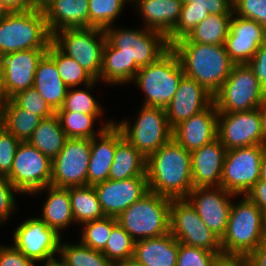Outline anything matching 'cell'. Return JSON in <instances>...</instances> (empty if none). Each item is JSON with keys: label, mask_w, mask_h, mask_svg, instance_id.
<instances>
[{"label": "cell", "mask_w": 266, "mask_h": 266, "mask_svg": "<svg viewBox=\"0 0 266 266\" xmlns=\"http://www.w3.org/2000/svg\"><path fill=\"white\" fill-rule=\"evenodd\" d=\"M146 174L149 191L186 198L193 189L190 151L172 138L147 158Z\"/></svg>", "instance_id": "cell-1"}, {"label": "cell", "mask_w": 266, "mask_h": 266, "mask_svg": "<svg viewBox=\"0 0 266 266\" xmlns=\"http://www.w3.org/2000/svg\"><path fill=\"white\" fill-rule=\"evenodd\" d=\"M171 49L178 56L183 73L212 95L220 89L234 66L225 45L200 44L185 37L173 43Z\"/></svg>", "instance_id": "cell-2"}, {"label": "cell", "mask_w": 266, "mask_h": 266, "mask_svg": "<svg viewBox=\"0 0 266 266\" xmlns=\"http://www.w3.org/2000/svg\"><path fill=\"white\" fill-rule=\"evenodd\" d=\"M171 201L149 191L124 210L116 218L117 222L135 241L163 236L170 232Z\"/></svg>", "instance_id": "cell-3"}, {"label": "cell", "mask_w": 266, "mask_h": 266, "mask_svg": "<svg viewBox=\"0 0 266 266\" xmlns=\"http://www.w3.org/2000/svg\"><path fill=\"white\" fill-rule=\"evenodd\" d=\"M262 240V211L245 195L232 204L227 230L221 239L223 257H248Z\"/></svg>", "instance_id": "cell-4"}, {"label": "cell", "mask_w": 266, "mask_h": 266, "mask_svg": "<svg viewBox=\"0 0 266 266\" xmlns=\"http://www.w3.org/2000/svg\"><path fill=\"white\" fill-rule=\"evenodd\" d=\"M51 41L43 11H14L0 19L2 55L21 50L47 49Z\"/></svg>", "instance_id": "cell-5"}, {"label": "cell", "mask_w": 266, "mask_h": 266, "mask_svg": "<svg viewBox=\"0 0 266 266\" xmlns=\"http://www.w3.org/2000/svg\"><path fill=\"white\" fill-rule=\"evenodd\" d=\"M184 75L176 53L170 48L156 62L141 67L133 81L145 92L144 106L166 108Z\"/></svg>", "instance_id": "cell-6"}, {"label": "cell", "mask_w": 266, "mask_h": 266, "mask_svg": "<svg viewBox=\"0 0 266 266\" xmlns=\"http://www.w3.org/2000/svg\"><path fill=\"white\" fill-rule=\"evenodd\" d=\"M265 96L248 64H234L226 81L213 95V103L218 113L243 112L258 108Z\"/></svg>", "instance_id": "cell-7"}, {"label": "cell", "mask_w": 266, "mask_h": 266, "mask_svg": "<svg viewBox=\"0 0 266 266\" xmlns=\"http://www.w3.org/2000/svg\"><path fill=\"white\" fill-rule=\"evenodd\" d=\"M52 42L65 55L77 61L96 80L100 77L102 53L106 42L104 29L64 28L52 35Z\"/></svg>", "instance_id": "cell-8"}, {"label": "cell", "mask_w": 266, "mask_h": 266, "mask_svg": "<svg viewBox=\"0 0 266 266\" xmlns=\"http://www.w3.org/2000/svg\"><path fill=\"white\" fill-rule=\"evenodd\" d=\"M106 41L117 48V53L135 61L139 68L156 62L171 46L167 37L154 30L114 29L112 25L104 29Z\"/></svg>", "instance_id": "cell-9"}, {"label": "cell", "mask_w": 266, "mask_h": 266, "mask_svg": "<svg viewBox=\"0 0 266 266\" xmlns=\"http://www.w3.org/2000/svg\"><path fill=\"white\" fill-rule=\"evenodd\" d=\"M142 107L133 127L126 121L115 124L124 138L147 159L172 139L173 129L169 126L164 108Z\"/></svg>", "instance_id": "cell-10"}, {"label": "cell", "mask_w": 266, "mask_h": 266, "mask_svg": "<svg viewBox=\"0 0 266 266\" xmlns=\"http://www.w3.org/2000/svg\"><path fill=\"white\" fill-rule=\"evenodd\" d=\"M170 233L179 243L201 247L223 257L221 239L204 224L186 198L171 201Z\"/></svg>", "instance_id": "cell-11"}, {"label": "cell", "mask_w": 266, "mask_h": 266, "mask_svg": "<svg viewBox=\"0 0 266 266\" xmlns=\"http://www.w3.org/2000/svg\"><path fill=\"white\" fill-rule=\"evenodd\" d=\"M266 145H253L226 151L220 186L236 195H246L260 179V166Z\"/></svg>", "instance_id": "cell-12"}, {"label": "cell", "mask_w": 266, "mask_h": 266, "mask_svg": "<svg viewBox=\"0 0 266 266\" xmlns=\"http://www.w3.org/2000/svg\"><path fill=\"white\" fill-rule=\"evenodd\" d=\"M19 193L31 194L50 186L52 160L29 142H21L10 173L6 176Z\"/></svg>", "instance_id": "cell-13"}, {"label": "cell", "mask_w": 266, "mask_h": 266, "mask_svg": "<svg viewBox=\"0 0 266 266\" xmlns=\"http://www.w3.org/2000/svg\"><path fill=\"white\" fill-rule=\"evenodd\" d=\"M90 152L91 139L68 138L52 160L50 185L58 188L86 186Z\"/></svg>", "instance_id": "cell-14"}, {"label": "cell", "mask_w": 266, "mask_h": 266, "mask_svg": "<svg viewBox=\"0 0 266 266\" xmlns=\"http://www.w3.org/2000/svg\"><path fill=\"white\" fill-rule=\"evenodd\" d=\"M46 52L47 49H32L2 55L1 100L10 99L16 93L33 86L38 62Z\"/></svg>", "instance_id": "cell-15"}, {"label": "cell", "mask_w": 266, "mask_h": 266, "mask_svg": "<svg viewBox=\"0 0 266 266\" xmlns=\"http://www.w3.org/2000/svg\"><path fill=\"white\" fill-rule=\"evenodd\" d=\"M218 139L226 150L263 145L258 108L234 113H218Z\"/></svg>", "instance_id": "cell-16"}, {"label": "cell", "mask_w": 266, "mask_h": 266, "mask_svg": "<svg viewBox=\"0 0 266 266\" xmlns=\"http://www.w3.org/2000/svg\"><path fill=\"white\" fill-rule=\"evenodd\" d=\"M212 189V187L193 188L186 199L196 209L204 224L222 239L227 230L229 213L233 203L230 202V199L237 195L226 191L221 186Z\"/></svg>", "instance_id": "cell-17"}, {"label": "cell", "mask_w": 266, "mask_h": 266, "mask_svg": "<svg viewBox=\"0 0 266 266\" xmlns=\"http://www.w3.org/2000/svg\"><path fill=\"white\" fill-rule=\"evenodd\" d=\"M13 236V246L34 262L45 261L59 253L60 234L40 218L22 222Z\"/></svg>", "instance_id": "cell-18"}, {"label": "cell", "mask_w": 266, "mask_h": 266, "mask_svg": "<svg viewBox=\"0 0 266 266\" xmlns=\"http://www.w3.org/2000/svg\"><path fill=\"white\" fill-rule=\"evenodd\" d=\"M93 186L104 215L115 218L149 192L147 176L108 179Z\"/></svg>", "instance_id": "cell-19"}, {"label": "cell", "mask_w": 266, "mask_h": 266, "mask_svg": "<svg viewBox=\"0 0 266 266\" xmlns=\"http://www.w3.org/2000/svg\"><path fill=\"white\" fill-rule=\"evenodd\" d=\"M265 42L266 29L262 25L238 15L234 17L233 13L224 45L234 64H247Z\"/></svg>", "instance_id": "cell-20"}, {"label": "cell", "mask_w": 266, "mask_h": 266, "mask_svg": "<svg viewBox=\"0 0 266 266\" xmlns=\"http://www.w3.org/2000/svg\"><path fill=\"white\" fill-rule=\"evenodd\" d=\"M213 103V95L193 78L182 76L176 93L165 108L169 126L173 129L179 123L196 115Z\"/></svg>", "instance_id": "cell-21"}, {"label": "cell", "mask_w": 266, "mask_h": 266, "mask_svg": "<svg viewBox=\"0 0 266 266\" xmlns=\"http://www.w3.org/2000/svg\"><path fill=\"white\" fill-rule=\"evenodd\" d=\"M218 111L214 103L173 128L172 138L187 151H193L218 138Z\"/></svg>", "instance_id": "cell-22"}, {"label": "cell", "mask_w": 266, "mask_h": 266, "mask_svg": "<svg viewBox=\"0 0 266 266\" xmlns=\"http://www.w3.org/2000/svg\"><path fill=\"white\" fill-rule=\"evenodd\" d=\"M226 151L217 138L190 152L193 188L220 186Z\"/></svg>", "instance_id": "cell-23"}, {"label": "cell", "mask_w": 266, "mask_h": 266, "mask_svg": "<svg viewBox=\"0 0 266 266\" xmlns=\"http://www.w3.org/2000/svg\"><path fill=\"white\" fill-rule=\"evenodd\" d=\"M43 13L51 36L64 28L89 27L88 0H54Z\"/></svg>", "instance_id": "cell-24"}, {"label": "cell", "mask_w": 266, "mask_h": 266, "mask_svg": "<svg viewBox=\"0 0 266 266\" xmlns=\"http://www.w3.org/2000/svg\"><path fill=\"white\" fill-rule=\"evenodd\" d=\"M33 87L54 112L63 106L69 87L60 77L55 61L47 53L38 62Z\"/></svg>", "instance_id": "cell-25"}, {"label": "cell", "mask_w": 266, "mask_h": 266, "mask_svg": "<svg viewBox=\"0 0 266 266\" xmlns=\"http://www.w3.org/2000/svg\"><path fill=\"white\" fill-rule=\"evenodd\" d=\"M100 139V140H99ZM91 139L90 161L87 170V185L108 180L109 170L116 151V124L106 128L98 138Z\"/></svg>", "instance_id": "cell-26"}, {"label": "cell", "mask_w": 266, "mask_h": 266, "mask_svg": "<svg viewBox=\"0 0 266 266\" xmlns=\"http://www.w3.org/2000/svg\"><path fill=\"white\" fill-rule=\"evenodd\" d=\"M179 242L169 232L135 242L133 258L145 266H176Z\"/></svg>", "instance_id": "cell-27"}, {"label": "cell", "mask_w": 266, "mask_h": 266, "mask_svg": "<svg viewBox=\"0 0 266 266\" xmlns=\"http://www.w3.org/2000/svg\"><path fill=\"white\" fill-rule=\"evenodd\" d=\"M139 5L146 29L158 31L166 37L176 26L181 10V0H131Z\"/></svg>", "instance_id": "cell-28"}, {"label": "cell", "mask_w": 266, "mask_h": 266, "mask_svg": "<svg viewBox=\"0 0 266 266\" xmlns=\"http://www.w3.org/2000/svg\"><path fill=\"white\" fill-rule=\"evenodd\" d=\"M147 159L123 136L116 125V151L109 170V180H125L137 176H147Z\"/></svg>", "instance_id": "cell-29"}, {"label": "cell", "mask_w": 266, "mask_h": 266, "mask_svg": "<svg viewBox=\"0 0 266 266\" xmlns=\"http://www.w3.org/2000/svg\"><path fill=\"white\" fill-rule=\"evenodd\" d=\"M42 118L17 106L11 99L0 102V126L22 142L28 141Z\"/></svg>", "instance_id": "cell-30"}, {"label": "cell", "mask_w": 266, "mask_h": 266, "mask_svg": "<svg viewBox=\"0 0 266 266\" xmlns=\"http://www.w3.org/2000/svg\"><path fill=\"white\" fill-rule=\"evenodd\" d=\"M49 190L47 201L43 207L42 219L47 226L53 228L58 234L69 226L70 222H75L72 210L69 190L67 188H58L46 186L31 193L34 195L42 190Z\"/></svg>", "instance_id": "cell-31"}, {"label": "cell", "mask_w": 266, "mask_h": 266, "mask_svg": "<svg viewBox=\"0 0 266 266\" xmlns=\"http://www.w3.org/2000/svg\"><path fill=\"white\" fill-rule=\"evenodd\" d=\"M140 68L135 61L117 53V48L105 42L102 53V67L100 77L108 84H124L133 80Z\"/></svg>", "instance_id": "cell-32"}, {"label": "cell", "mask_w": 266, "mask_h": 266, "mask_svg": "<svg viewBox=\"0 0 266 266\" xmlns=\"http://www.w3.org/2000/svg\"><path fill=\"white\" fill-rule=\"evenodd\" d=\"M67 139L57 115L53 114L41 120L27 142L53 160L60 153Z\"/></svg>", "instance_id": "cell-33"}, {"label": "cell", "mask_w": 266, "mask_h": 266, "mask_svg": "<svg viewBox=\"0 0 266 266\" xmlns=\"http://www.w3.org/2000/svg\"><path fill=\"white\" fill-rule=\"evenodd\" d=\"M74 220L86 223L105 217L94 186L68 187Z\"/></svg>", "instance_id": "cell-34"}, {"label": "cell", "mask_w": 266, "mask_h": 266, "mask_svg": "<svg viewBox=\"0 0 266 266\" xmlns=\"http://www.w3.org/2000/svg\"><path fill=\"white\" fill-rule=\"evenodd\" d=\"M46 53L55 61L60 77L69 88L84 83L87 89L90 90L94 86L93 84L96 83L97 80L91 74L81 67L77 61L65 55L52 41Z\"/></svg>", "instance_id": "cell-35"}, {"label": "cell", "mask_w": 266, "mask_h": 266, "mask_svg": "<svg viewBox=\"0 0 266 266\" xmlns=\"http://www.w3.org/2000/svg\"><path fill=\"white\" fill-rule=\"evenodd\" d=\"M232 15H209L187 36L190 42L224 45Z\"/></svg>", "instance_id": "cell-36"}, {"label": "cell", "mask_w": 266, "mask_h": 266, "mask_svg": "<svg viewBox=\"0 0 266 266\" xmlns=\"http://www.w3.org/2000/svg\"><path fill=\"white\" fill-rule=\"evenodd\" d=\"M57 115L61 128L65 132L67 138L74 139H92L99 137V135L108 127L112 126L114 122H108L102 125L100 131L94 133L93 122L100 115H89L78 112H55Z\"/></svg>", "instance_id": "cell-37"}, {"label": "cell", "mask_w": 266, "mask_h": 266, "mask_svg": "<svg viewBox=\"0 0 266 266\" xmlns=\"http://www.w3.org/2000/svg\"><path fill=\"white\" fill-rule=\"evenodd\" d=\"M135 242L117 219L112 217V232L101 252L116 266L122 261L133 258Z\"/></svg>", "instance_id": "cell-38"}, {"label": "cell", "mask_w": 266, "mask_h": 266, "mask_svg": "<svg viewBox=\"0 0 266 266\" xmlns=\"http://www.w3.org/2000/svg\"><path fill=\"white\" fill-rule=\"evenodd\" d=\"M59 254L68 266H115L101 251L79 244L59 245Z\"/></svg>", "instance_id": "cell-39"}, {"label": "cell", "mask_w": 266, "mask_h": 266, "mask_svg": "<svg viewBox=\"0 0 266 266\" xmlns=\"http://www.w3.org/2000/svg\"><path fill=\"white\" fill-rule=\"evenodd\" d=\"M131 0H88L89 27L105 29L122 12L124 4Z\"/></svg>", "instance_id": "cell-40"}, {"label": "cell", "mask_w": 266, "mask_h": 266, "mask_svg": "<svg viewBox=\"0 0 266 266\" xmlns=\"http://www.w3.org/2000/svg\"><path fill=\"white\" fill-rule=\"evenodd\" d=\"M82 233L81 243L94 250L102 251L112 232V217L105 216L99 220L86 223Z\"/></svg>", "instance_id": "cell-41"}, {"label": "cell", "mask_w": 266, "mask_h": 266, "mask_svg": "<svg viewBox=\"0 0 266 266\" xmlns=\"http://www.w3.org/2000/svg\"><path fill=\"white\" fill-rule=\"evenodd\" d=\"M56 112H80L89 115H101L98 102L84 90H68L63 106Z\"/></svg>", "instance_id": "cell-42"}, {"label": "cell", "mask_w": 266, "mask_h": 266, "mask_svg": "<svg viewBox=\"0 0 266 266\" xmlns=\"http://www.w3.org/2000/svg\"><path fill=\"white\" fill-rule=\"evenodd\" d=\"M220 258L204 248L179 243L176 266H215Z\"/></svg>", "instance_id": "cell-43"}, {"label": "cell", "mask_w": 266, "mask_h": 266, "mask_svg": "<svg viewBox=\"0 0 266 266\" xmlns=\"http://www.w3.org/2000/svg\"><path fill=\"white\" fill-rule=\"evenodd\" d=\"M207 16L209 13L206 9L182 8L176 26L167 36L169 45L171 46L176 41L185 38Z\"/></svg>", "instance_id": "cell-44"}, {"label": "cell", "mask_w": 266, "mask_h": 266, "mask_svg": "<svg viewBox=\"0 0 266 266\" xmlns=\"http://www.w3.org/2000/svg\"><path fill=\"white\" fill-rule=\"evenodd\" d=\"M10 99L17 106L40 116L42 119L55 114L33 86L16 93Z\"/></svg>", "instance_id": "cell-45"}, {"label": "cell", "mask_w": 266, "mask_h": 266, "mask_svg": "<svg viewBox=\"0 0 266 266\" xmlns=\"http://www.w3.org/2000/svg\"><path fill=\"white\" fill-rule=\"evenodd\" d=\"M21 142L0 126V176L6 177L10 173Z\"/></svg>", "instance_id": "cell-46"}, {"label": "cell", "mask_w": 266, "mask_h": 266, "mask_svg": "<svg viewBox=\"0 0 266 266\" xmlns=\"http://www.w3.org/2000/svg\"><path fill=\"white\" fill-rule=\"evenodd\" d=\"M233 13L254 20L266 29V0H233Z\"/></svg>", "instance_id": "cell-47"}, {"label": "cell", "mask_w": 266, "mask_h": 266, "mask_svg": "<svg viewBox=\"0 0 266 266\" xmlns=\"http://www.w3.org/2000/svg\"><path fill=\"white\" fill-rule=\"evenodd\" d=\"M182 8L206 9L209 15H233V0H181Z\"/></svg>", "instance_id": "cell-48"}, {"label": "cell", "mask_w": 266, "mask_h": 266, "mask_svg": "<svg viewBox=\"0 0 266 266\" xmlns=\"http://www.w3.org/2000/svg\"><path fill=\"white\" fill-rule=\"evenodd\" d=\"M14 191L19 192L7 177L0 176V223L8 218L16 205Z\"/></svg>", "instance_id": "cell-49"}, {"label": "cell", "mask_w": 266, "mask_h": 266, "mask_svg": "<svg viewBox=\"0 0 266 266\" xmlns=\"http://www.w3.org/2000/svg\"><path fill=\"white\" fill-rule=\"evenodd\" d=\"M0 266H35L34 261L27 258L14 246H0Z\"/></svg>", "instance_id": "cell-50"}, {"label": "cell", "mask_w": 266, "mask_h": 266, "mask_svg": "<svg viewBox=\"0 0 266 266\" xmlns=\"http://www.w3.org/2000/svg\"><path fill=\"white\" fill-rule=\"evenodd\" d=\"M247 64L260 81L262 90L266 95V42L259 47L255 56Z\"/></svg>", "instance_id": "cell-51"}, {"label": "cell", "mask_w": 266, "mask_h": 266, "mask_svg": "<svg viewBox=\"0 0 266 266\" xmlns=\"http://www.w3.org/2000/svg\"><path fill=\"white\" fill-rule=\"evenodd\" d=\"M246 196L261 210L266 211V181H259L248 191Z\"/></svg>", "instance_id": "cell-52"}, {"label": "cell", "mask_w": 266, "mask_h": 266, "mask_svg": "<svg viewBox=\"0 0 266 266\" xmlns=\"http://www.w3.org/2000/svg\"><path fill=\"white\" fill-rule=\"evenodd\" d=\"M247 259L251 266H266V243L262 242Z\"/></svg>", "instance_id": "cell-53"}, {"label": "cell", "mask_w": 266, "mask_h": 266, "mask_svg": "<svg viewBox=\"0 0 266 266\" xmlns=\"http://www.w3.org/2000/svg\"><path fill=\"white\" fill-rule=\"evenodd\" d=\"M1 2L9 12L33 9L30 0H1Z\"/></svg>", "instance_id": "cell-54"}, {"label": "cell", "mask_w": 266, "mask_h": 266, "mask_svg": "<svg viewBox=\"0 0 266 266\" xmlns=\"http://www.w3.org/2000/svg\"><path fill=\"white\" fill-rule=\"evenodd\" d=\"M215 266H251L246 257H221Z\"/></svg>", "instance_id": "cell-55"}, {"label": "cell", "mask_w": 266, "mask_h": 266, "mask_svg": "<svg viewBox=\"0 0 266 266\" xmlns=\"http://www.w3.org/2000/svg\"><path fill=\"white\" fill-rule=\"evenodd\" d=\"M260 113L261 129L263 135V145H266V96L258 107Z\"/></svg>", "instance_id": "cell-56"}, {"label": "cell", "mask_w": 266, "mask_h": 266, "mask_svg": "<svg viewBox=\"0 0 266 266\" xmlns=\"http://www.w3.org/2000/svg\"><path fill=\"white\" fill-rule=\"evenodd\" d=\"M32 8L38 11H44L48 5H50L54 0H30Z\"/></svg>", "instance_id": "cell-57"}, {"label": "cell", "mask_w": 266, "mask_h": 266, "mask_svg": "<svg viewBox=\"0 0 266 266\" xmlns=\"http://www.w3.org/2000/svg\"><path fill=\"white\" fill-rule=\"evenodd\" d=\"M44 266H68L63 259L57 260L55 257H51L46 259V263Z\"/></svg>", "instance_id": "cell-58"}, {"label": "cell", "mask_w": 266, "mask_h": 266, "mask_svg": "<svg viewBox=\"0 0 266 266\" xmlns=\"http://www.w3.org/2000/svg\"><path fill=\"white\" fill-rule=\"evenodd\" d=\"M116 266H145V265L136 261L134 258H130L118 263Z\"/></svg>", "instance_id": "cell-59"}, {"label": "cell", "mask_w": 266, "mask_h": 266, "mask_svg": "<svg viewBox=\"0 0 266 266\" xmlns=\"http://www.w3.org/2000/svg\"><path fill=\"white\" fill-rule=\"evenodd\" d=\"M260 179L266 181V152L262 157L260 166Z\"/></svg>", "instance_id": "cell-60"}, {"label": "cell", "mask_w": 266, "mask_h": 266, "mask_svg": "<svg viewBox=\"0 0 266 266\" xmlns=\"http://www.w3.org/2000/svg\"><path fill=\"white\" fill-rule=\"evenodd\" d=\"M262 240L266 243V211H262Z\"/></svg>", "instance_id": "cell-61"}, {"label": "cell", "mask_w": 266, "mask_h": 266, "mask_svg": "<svg viewBox=\"0 0 266 266\" xmlns=\"http://www.w3.org/2000/svg\"><path fill=\"white\" fill-rule=\"evenodd\" d=\"M9 13V11L5 8V6L2 4L0 0V19L6 16Z\"/></svg>", "instance_id": "cell-62"}, {"label": "cell", "mask_w": 266, "mask_h": 266, "mask_svg": "<svg viewBox=\"0 0 266 266\" xmlns=\"http://www.w3.org/2000/svg\"><path fill=\"white\" fill-rule=\"evenodd\" d=\"M1 65H2V54L0 53V68H1Z\"/></svg>", "instance_id": "cell-63"}]
</instances>
